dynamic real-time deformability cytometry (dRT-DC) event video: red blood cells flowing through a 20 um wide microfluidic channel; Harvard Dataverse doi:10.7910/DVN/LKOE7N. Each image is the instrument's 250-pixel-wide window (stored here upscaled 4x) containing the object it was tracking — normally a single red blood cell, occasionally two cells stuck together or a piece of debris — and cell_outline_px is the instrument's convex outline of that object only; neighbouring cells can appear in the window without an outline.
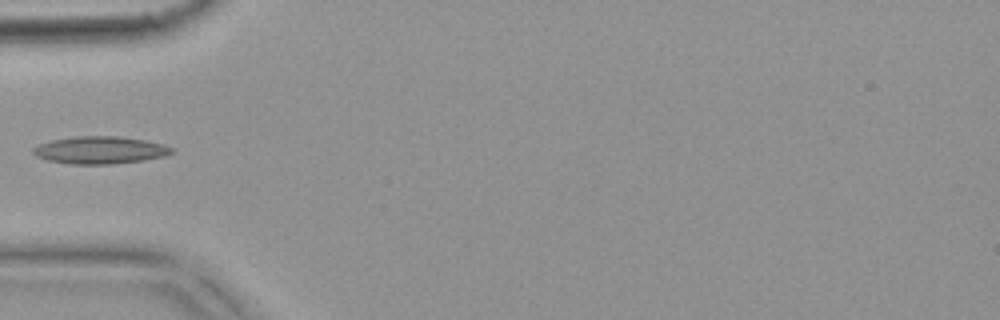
{"species": "common noctule bat (a hibernating species)", "species_latin": "Nyctalus noctula", "temperature_condition": "warm", "stored_images_in_passage": 4, "camera_frame_rate_fps": 3000, "um_per_image_px": 0.085, "animal": {"sex": "female", "body_mass_g": 18.4}, "frame": {"image": 1, "passage_image": 4, "time_ms": 1.0, "image_size_px": [1000, 320], "cell_outline_px": [[176, 152], [164, 156], [144, 160], [112, 164], [68, 164], [48, 160], [36, 156], [32, 152], [32, 148], [40, 144], [52, 140], [76, 136], [120, 136], [144, 140], [164, 144], [176, 148]], "centroid_in_image_um": [8.55, 12.76], "position_along_channel_um": 76.4, "area_um2": 22.31}}